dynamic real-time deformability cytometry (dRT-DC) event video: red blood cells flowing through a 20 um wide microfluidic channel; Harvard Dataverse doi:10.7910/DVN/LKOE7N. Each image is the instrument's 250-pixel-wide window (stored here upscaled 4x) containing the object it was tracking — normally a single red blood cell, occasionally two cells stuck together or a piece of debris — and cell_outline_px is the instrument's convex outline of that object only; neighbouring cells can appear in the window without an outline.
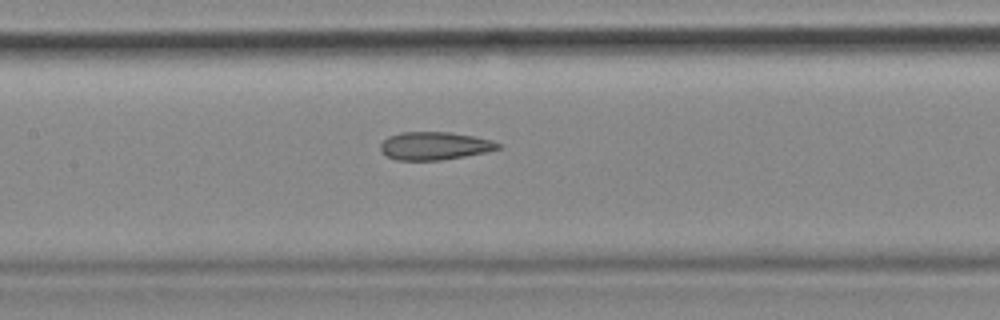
{"species": "common noctule bat (a hibernating species)", "species_latin": "Nyctalus noctula", "temperature_condition": "cold", "stored_images_in_passage": 41, "camera_frame_rate_fps": 3000, "um_per_image_px": 0.085, "animal": {"sex": "female", "body_mass_g": 18.4}, "frame": {"image": 1, "passage_image": 12, "time_ms": 3.667, "image_size_px": [1000, 320], "cell_outline_px": [[504, 144], [500, 148], [484, 152], [464, 156], [440, 160], [396, 160], [380, 152], [380, 144], [388, 136], [400, 132], [448, 132], [472, 136], [492, 140]], "centroid_in_image_um": [36.92, 12.39], "position_along_channel_um": 170.5, "area_um2": 19.13}, "authors_computed_cell_mechanics": {"area_um2": 20.0566, "velocity_mm_per_s": 3.5966, "shape_relaxation_time_tau1_ms": null, "shape_relaxation_time_tau2_ms": 2.7284, "deformation_change_tau1": null, "deformation_change_tau2": 0.1208}}